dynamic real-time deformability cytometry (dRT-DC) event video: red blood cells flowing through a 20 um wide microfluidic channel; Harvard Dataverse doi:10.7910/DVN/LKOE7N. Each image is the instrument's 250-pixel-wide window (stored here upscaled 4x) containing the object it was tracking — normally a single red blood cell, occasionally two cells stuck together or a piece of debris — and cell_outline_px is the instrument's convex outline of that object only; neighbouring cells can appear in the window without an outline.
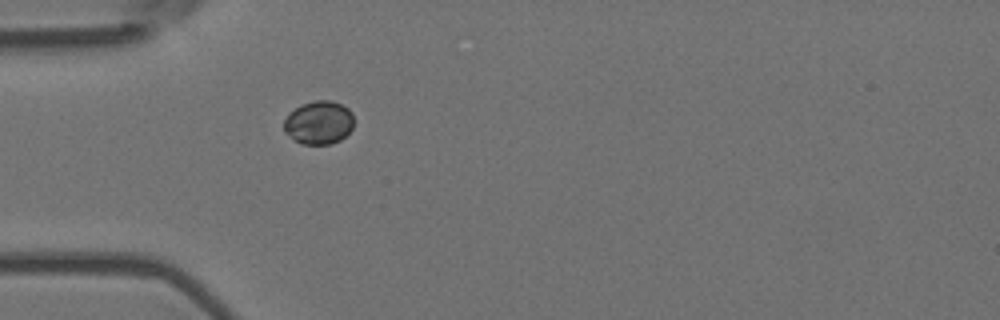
{"species": "Egyptian fruit bat (a non-hibernating species)", "species_latin": "Rousettus aegyptiacus", "temperature_condition": "room temperature", "stored_images_in_passage": 1, "camera_frame_rate_fps": 3000, "um_per_image_px": 0.085, "animal": {"sex": "female"}, "frame": {"image": 1, "passage_image": 1, "time_ms": 0.0, "image_size_px": [1000, 320], "cell_outline_px": [[352, 128], [340, 140], [332, 144], [300, 144], [284, 132], [284, 120], [288, 112], [300, 104], [316, 100], [332, 100], [348, 108], [352, 112]], "centroid_in_image_um": [27.06, 10.41], "position_along_channel_um": 57.9, "area_um2": 17.8}}